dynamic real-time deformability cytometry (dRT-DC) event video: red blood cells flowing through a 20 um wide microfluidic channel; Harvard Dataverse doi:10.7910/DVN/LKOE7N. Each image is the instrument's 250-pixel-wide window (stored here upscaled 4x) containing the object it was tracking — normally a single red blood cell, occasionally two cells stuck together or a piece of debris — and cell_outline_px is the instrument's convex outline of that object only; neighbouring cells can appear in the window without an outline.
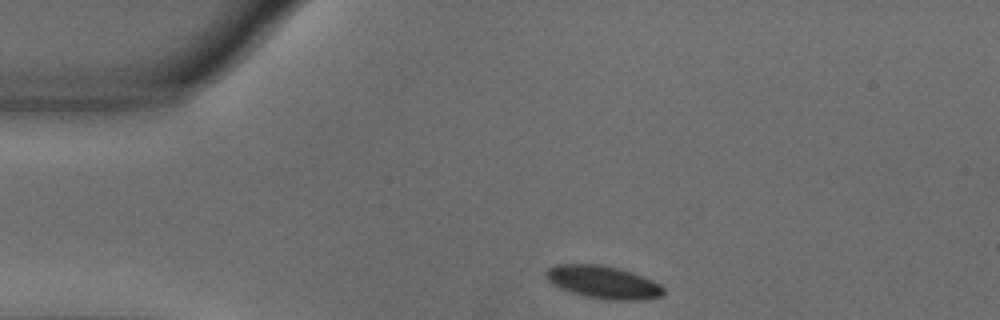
{"species": "common noctule bat (a hibernating species)", "species_latin": "Nyctalus noctula", "temperature_condition": "warm", "stored_images_in_passage": 7, "camera_frame_rate_fps": 3000, "um_per_image_px": 0.085, "animal": {"sex": "male", "body_mass_g": 18.8}, "frame": {"image": 1, "passage_image": 1, "time_ms": 0.0, "image_size_px": [1000, 320], "cell_outline_px": [[664, 292], [660, 296], [636, 300], [608, 300], [588, 296], [572, 292], [560, 288], [552, 284], [544, 276], [544, 272], [548, 268], [556, 264], [600, 264], [632, 272], [652, 280], [660, 284], [664, 288]], "centroid_in_image_um": [51.23, 23.97], "position_along_channel_um": 33.8, "area_um2": 22.25}}